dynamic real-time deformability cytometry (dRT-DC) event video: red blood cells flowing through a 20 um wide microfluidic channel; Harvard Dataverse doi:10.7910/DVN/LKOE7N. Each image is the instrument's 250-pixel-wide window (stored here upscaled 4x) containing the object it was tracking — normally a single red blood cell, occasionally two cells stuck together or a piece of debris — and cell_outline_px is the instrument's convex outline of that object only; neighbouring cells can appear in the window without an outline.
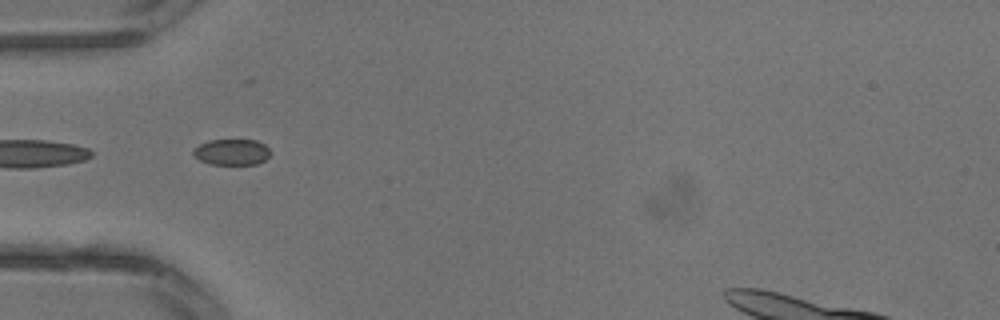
{"species": "common noctule bat (a hibernating species)", "species_latin": "Nyctalus noctula", "temperature_condition": "warm", "stored_images_in_passage": 3, "camera_frame_rate_fps": 3000, "um_per_image_px": 0.085, "animal": {"sex": "male", "body_mass_g": 13.3}, "frame": {"image": 1, "passage_image": 3, "time_ms": 0.667, "image_size_px": [1000, 320], "cell_outline_px": [[272, 152], [264, 160], [256, 164], [208, 164], [200, 160], [192, 152], [192, 148], [208, 140], [256, 140], [264, 144]], "centroid_in_image_um": [19.69, 12.92], "position_along_channel_um": 65.3, "area_um2": 11.68}}